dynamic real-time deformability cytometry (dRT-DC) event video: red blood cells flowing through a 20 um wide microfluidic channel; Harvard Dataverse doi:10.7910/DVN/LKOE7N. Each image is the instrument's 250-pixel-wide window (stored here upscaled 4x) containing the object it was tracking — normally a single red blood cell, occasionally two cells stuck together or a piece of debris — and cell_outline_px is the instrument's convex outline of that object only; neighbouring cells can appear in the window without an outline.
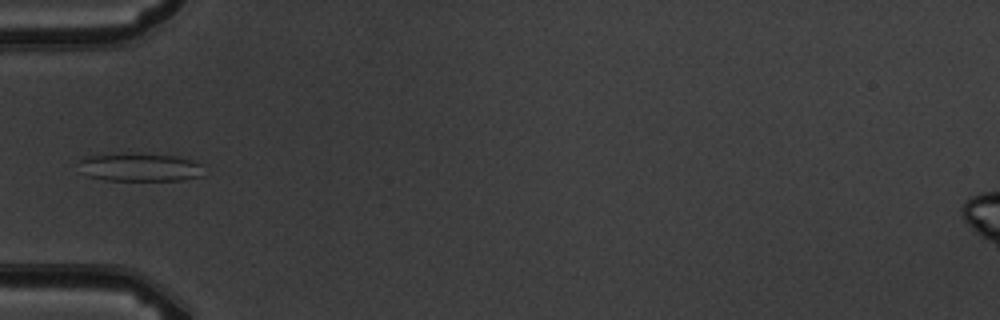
{"species": "common noctule bat (a hibernating species)", "species_latin": "Nyctalus noctula", "temperature_condition": "warm", "stored_images_in_passage": 5, "camera_frame_rate_fps": 3000, "um_per_image_px": 0.085, "animal": {"sex": "male", "body_mass_g": 19.5, "forearm_length_mm": 54.6}, "frame": {"image": 1, "passage_image": 5, "time_ms": 4.667, "image_size_px": [1000, 320], "cell_outline_px": [[204, 176], [184, 180], [104, 180], [88, 176], [80, 160], [84, 156], [176, 156], [192, 160], [200, 164]], "centroid_in_image_um": [12.01, 14.28], "position_along_channel_um": 73.0, "area_um2": 19.25}}